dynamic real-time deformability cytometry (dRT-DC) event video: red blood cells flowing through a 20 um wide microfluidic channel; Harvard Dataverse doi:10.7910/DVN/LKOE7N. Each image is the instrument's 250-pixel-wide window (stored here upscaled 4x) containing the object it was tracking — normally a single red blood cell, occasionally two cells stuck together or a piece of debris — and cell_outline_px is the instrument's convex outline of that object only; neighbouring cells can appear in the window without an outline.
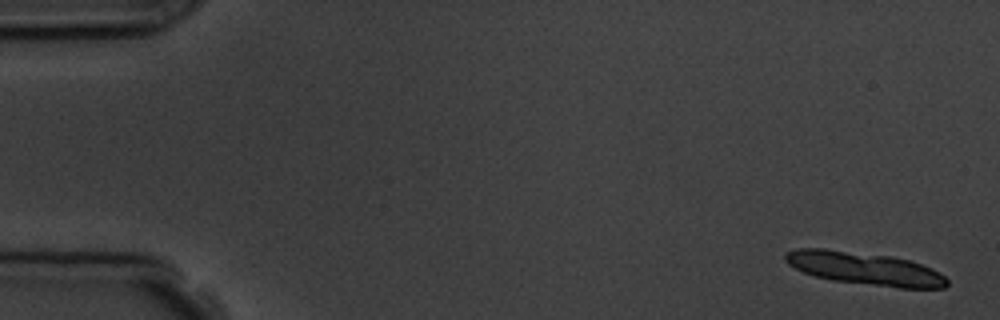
{"species": "common noctule bat (a hibernating species)", "species_latin": "Nyctalus noctula", "temperature_condition": "room temperature", "stored_images_in_passage": 6, "segment_of_instrument_passage": [1, 2], "camera_frame_rate_fps": 3000, "um_per_image_px": 0.085, "animal": {"sex": "male", "body_mass_g": 19.5, "forearm_length_mm": 54.6}, "frame": {"image": 1, "passage_image": 1, "time_ms": 0.0, "image_size_px": [1000, 320], "cell_outline_px": [[948, 284], [944, 288], [900, 288], [832, 280], [816, 276], [804, 272], [788, 264], [784, 260], [784, 252], [796, 248], [824, 248], [892, 256], [908, 260], [932, 268], [940, 272], [948, 280]], "centroid_in_image_um": [73.49, 22.81], "position_along_channel_um": 11.5, "area_um2": 30.98}}